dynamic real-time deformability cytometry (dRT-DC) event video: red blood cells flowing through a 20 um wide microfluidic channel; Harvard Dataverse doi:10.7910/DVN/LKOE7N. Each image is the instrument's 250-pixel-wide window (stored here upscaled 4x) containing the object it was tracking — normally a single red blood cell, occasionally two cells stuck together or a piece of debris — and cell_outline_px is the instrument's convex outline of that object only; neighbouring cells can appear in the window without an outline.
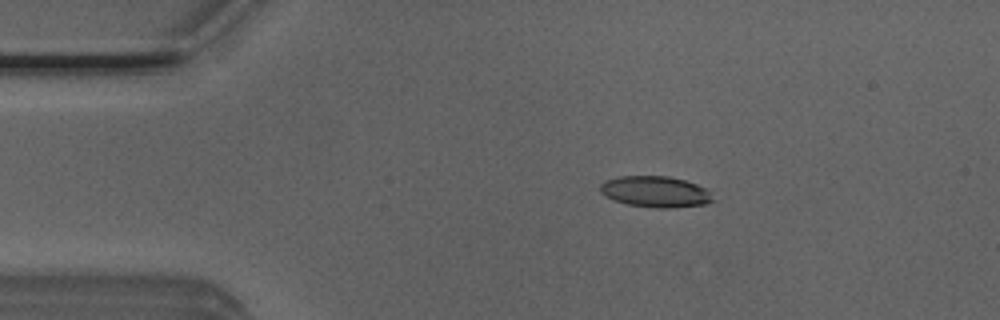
{"species": "Egyptian fruit bat (a non-hibernating species)", "species_latin": "Rousettus aegyptiacus", "temperature_condition": "room temperature", "stored_images_in_passage": 4, "camera_frame_rate_fps": 3000, "um_per_image_px": 0.085, "animal": {"sex": "male"}, "frame": {"image": 1, "passage_image": 2, "time_ms": 0.333, "image_size_px": [1000, 320], "cell_outline_px": [[716, 200], [704, 204], [668, 208], [660, 208], [628, 204], [612, 200], [604, 196], [600, 192], [600, 184], [604, 180], [620, 176], [668, 176], [684, 180], [696, 184], [704, 188]], "centroid_in_image_um": [55.66, 16.29], "position_along_channel_um": 29.3, "area_um2": 20.35}}